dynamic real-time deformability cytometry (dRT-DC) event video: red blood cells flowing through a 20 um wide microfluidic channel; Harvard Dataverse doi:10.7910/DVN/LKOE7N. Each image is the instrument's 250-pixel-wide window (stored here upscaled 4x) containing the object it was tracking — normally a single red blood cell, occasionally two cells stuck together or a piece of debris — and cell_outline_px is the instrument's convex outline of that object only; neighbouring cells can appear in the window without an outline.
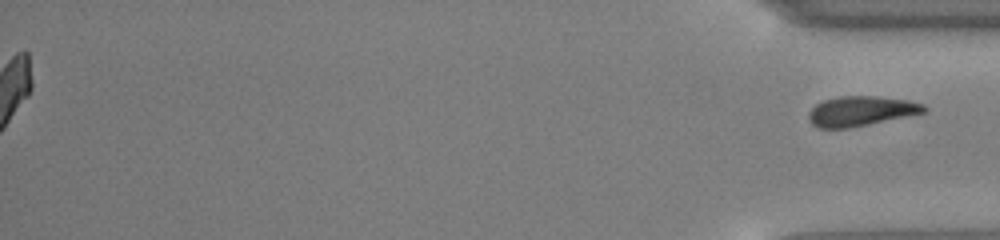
{"species": "common noctule bat (a hibernating species)", "species_latin": "Nyctalus noctula", "temperature_condition": "cold", "stored_images_in_passage": 52, "segment_of_instrument_passage": [2, 2], "camera_frame_rate_fps": 3000, "um_per_image_px": 0.085, "animal": {"sex": "male", "body_mass_g": 13.0, "forearm_length_mm": 53.1}, "frame": {"image": 1, "passage_image": 52, "time_ms": 17.0, "image_size_px": [1000, 240], "cell_outline_px": [[928, 112], [912, 116], [848, 128], [820, 128], [812, 124], [808, 120], [808, 112], [816, 104], [824, 100], [840, 96], [880, 96], [908, 100], [924, 104], [928, 108]], "centroid_in_image_um": [73.24, 9.44], "position_along_channel_um": 362.0, "area_um2": 20.4}}